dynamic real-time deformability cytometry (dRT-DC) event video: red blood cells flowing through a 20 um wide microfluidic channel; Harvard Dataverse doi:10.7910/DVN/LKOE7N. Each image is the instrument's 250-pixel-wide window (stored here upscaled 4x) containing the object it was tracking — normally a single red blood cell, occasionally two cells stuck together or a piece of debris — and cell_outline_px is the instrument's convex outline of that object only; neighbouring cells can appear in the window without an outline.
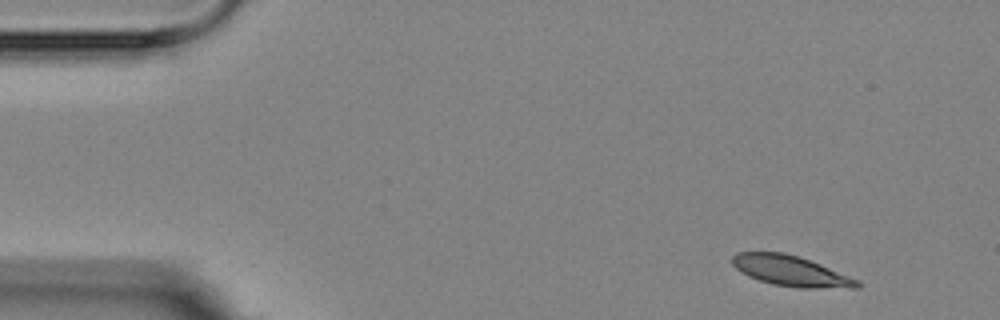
{"species": "Egyptian fruit bat (a non-hibernating species)", "species_latin": "Rousettus aegyptiacus", "temperature_condition": "room temperature", "stored_images_in_passage": 3, "camera_frame_rate_fps": 3000, "um_per_image_px": 0.085, "animal": {"sex": "female"}, "frame": {"image": 1, "passage_image": 1, "time_ms": 0.0, "image_size_px": [1000, 320], "cell_outline_px": [[860, 288], [800, 288], [772, 284], [748, 276], [736, 268], [732, 264], [732, 256], [736, 252], [784, 252], [800, 256], [860, 280]], "centroid_in_image_um": [67.24, 23.03], "position_along_channel_um": 17.8, "area_um2": 22.25}}